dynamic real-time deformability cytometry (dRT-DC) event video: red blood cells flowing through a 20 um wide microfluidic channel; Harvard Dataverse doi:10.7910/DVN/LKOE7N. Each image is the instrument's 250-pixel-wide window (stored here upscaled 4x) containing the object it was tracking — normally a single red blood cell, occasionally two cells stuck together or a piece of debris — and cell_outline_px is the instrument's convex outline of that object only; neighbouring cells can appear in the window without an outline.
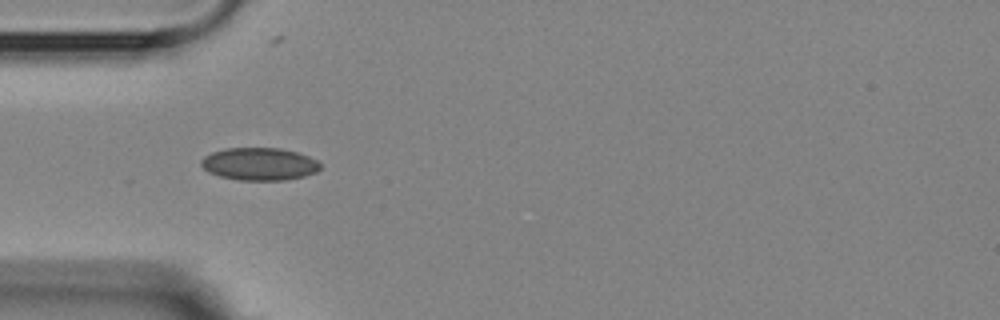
{"species": "Egyptian fruit bat (a non-hibernating species)", "species_latin": "Rousettus aegyptiacus", "temperature_condition": "room temperature", "stored_images_in_passage": 1, "camera_frame_rate_fps": 3000, "um_per_image_px": 0.085, "animal": {"sex": "female"}, "frame": {"image": 1, "passage_image": 1, "time_ms": 0.0, "image_size_px": [1000, 320], "cell_outline_px": [[320, 168], [316, 172], [304, 176], [284, 180], [240, 180], [220, 176], [208, 172], [200, 164], [200, 160], [204, 156], [212, 152], [224, 148], [280, 148], [296, 152], [308, 156], [316, 160], [320, 164]], "centroid_in_image_um": [22.02, 13.93], "position_along_channel_um": 63.0, "area_um2": 22.6}}